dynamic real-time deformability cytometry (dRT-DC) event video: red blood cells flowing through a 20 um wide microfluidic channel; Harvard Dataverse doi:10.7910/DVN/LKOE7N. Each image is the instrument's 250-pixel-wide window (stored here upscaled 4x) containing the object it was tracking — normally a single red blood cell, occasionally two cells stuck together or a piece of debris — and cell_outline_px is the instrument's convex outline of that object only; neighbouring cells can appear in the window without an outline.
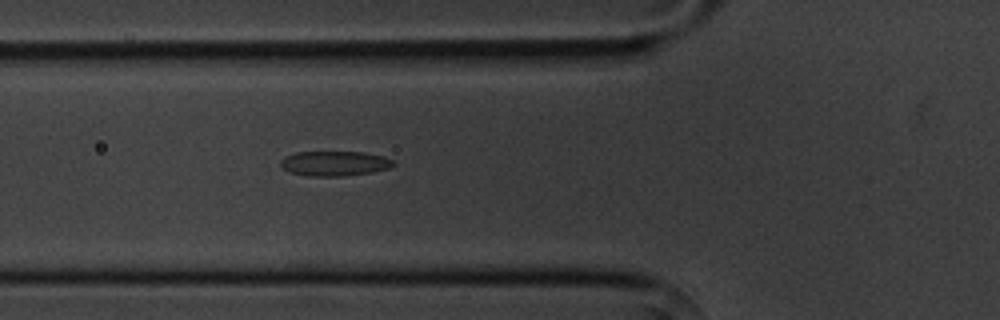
{"species": "common noctule bat (a hibernating species)", "species_latin": "Nyctalus noctula", "temperature_condition": "cold", "stored_images_in_passage": 2, "camera_frame_rate_fps": 3000, "um_per_image_px": 0.085, "animal": {"sex": "male", "body_mass_g": 20.1, "forearm_length_mm": 53.5}, "frame": {"image": 1, "passage_image": 2, "time_ms": 1.0, "image_size_px": [1000, 320], "cell_outline_px": [[396, 164], [388, 168], [372, 172], [344, 176], [308, 176], [288, 172], [280, 164], [280, 160], [284, 156], [296, 152], [364, 152], [384, 156], [392, 160]], "centroid_in_image_um": [28.42, 13.89], "position_along_channel_um": 97.4, "area_um2": 16.42}}